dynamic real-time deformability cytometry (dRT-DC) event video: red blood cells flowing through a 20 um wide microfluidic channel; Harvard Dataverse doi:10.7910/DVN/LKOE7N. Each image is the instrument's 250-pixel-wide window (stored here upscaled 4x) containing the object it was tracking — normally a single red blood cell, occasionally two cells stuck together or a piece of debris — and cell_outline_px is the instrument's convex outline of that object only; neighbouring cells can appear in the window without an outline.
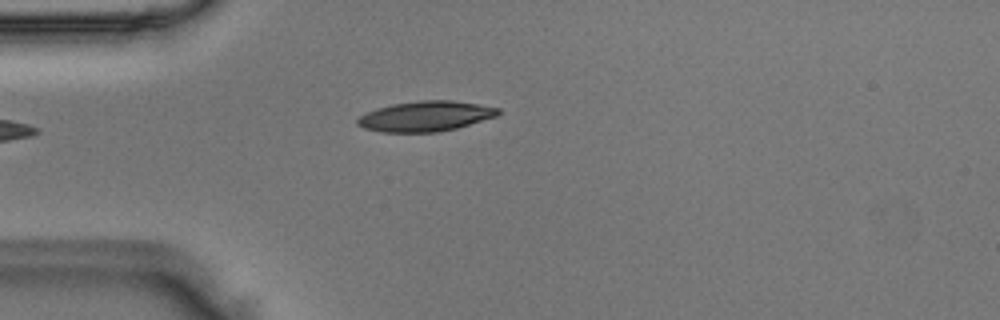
{"species": "Egyptian fruit bat (a non-hibernating species)", "species_latin": "Rousettus aegyptiacus", "temperature_condition": "room temperature", "stored_images_in_passage": 32, "camera_frame_rate_fps": 3000, "um_per_image_px": 0.085, "animal": {"sex": "male"}, "frame": {"image": 1, "passage_image": 1, "time_ms": 0.0, "image_size_px": [1000, 320], "cell_outline_px": [[500, 112], [496, 116], [456, 128], [436, 132], [380, 132], [364, 128], [356, 124], [356, 120], [360, 116], [376, 108], [392, 104], [420, 100], [452, 100], [500, 108]], "centroid_in_image_um": [36.14, 9.88], "position_along_channel_um": 48.9, "area_um2": 24.62}}
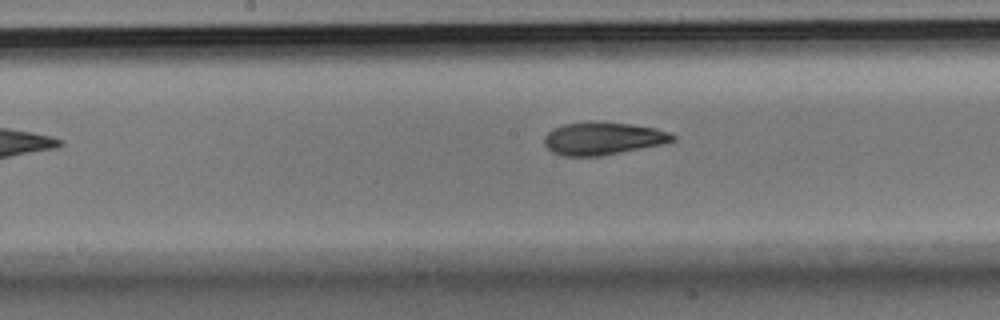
{"frame": {"image": 2, "passage_image": 13, "time_ms": 4.0, "image_size_px": [1000, 320], "cell_outline_px": [[676, 140], [660, 144], [600, 156], [564, 156], [552, 152], [544, 144], [544, 136], [552, 128], [564, 124], [588, 120], [592, 120], [632, 124], [656, 128], [668, 132], [676, 136]], "centroid_in_image_um": [51.2, 11.74], "position_along_channel_um": 197.0, "area_um2": 24.62}}
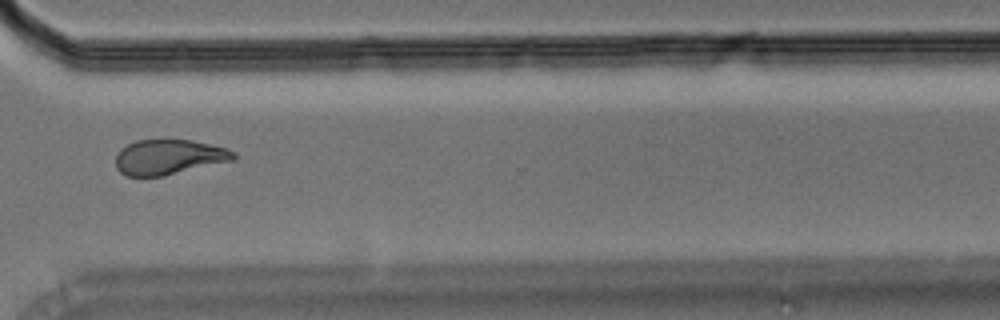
{"frame": {"image": 3, "passage_image": 25, "time_ms": 8.0, "image_size_px": [1000, 320], "cell_outline_px": [[236, 160], [164, 176], [128, 176], [120, 172], [116, 168], [116, 156], [120, 148], [136, 140], [192, 140], [224, 148], [236, 152]], "centroid_in_image_um": [14.36, 13.36], "position_along_channel_um": 356.2, "area_um2": 24.16}}